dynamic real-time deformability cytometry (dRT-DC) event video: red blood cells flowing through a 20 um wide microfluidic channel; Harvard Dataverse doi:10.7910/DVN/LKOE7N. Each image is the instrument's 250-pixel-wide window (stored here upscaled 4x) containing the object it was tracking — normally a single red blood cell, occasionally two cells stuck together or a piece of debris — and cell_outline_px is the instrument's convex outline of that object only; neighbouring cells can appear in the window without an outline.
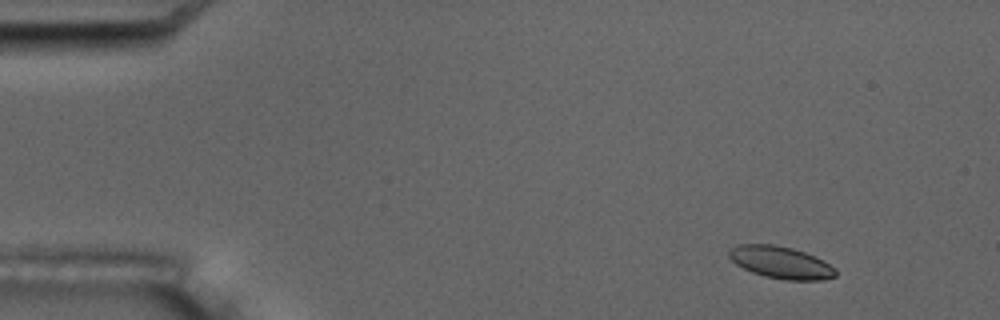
{"species": "common noctule bat (a hibernating species)", "species_latin": "Nyctalus noctula", "temperature_condition": "room temperature", "stored_images_in_passage": 5, "camera_frame_rate_fps": 3000, "um_per_image_px": 0.085, "animal": {"sex": "male", "body_mass_g": 17.5, "forearm_length_mm": 52.3}, "frame": {"image": 1, "passage_image": 2, "time_ms": 1.0, "image_size_px": [1000, 320], "cell_outline_px": [[836, 276], [824, 280], [784, 280], [764, 276], [752, 272], [736, 264], [728, 256], [728, 252], [732, 248], [740, 244], [776, 244], [792, 248], [804, 252], [836, 268]], "centroid_in_image_um": [66.36, 22.31], "position_along_channel_um": 18.6, "area_um2": 19.83}}